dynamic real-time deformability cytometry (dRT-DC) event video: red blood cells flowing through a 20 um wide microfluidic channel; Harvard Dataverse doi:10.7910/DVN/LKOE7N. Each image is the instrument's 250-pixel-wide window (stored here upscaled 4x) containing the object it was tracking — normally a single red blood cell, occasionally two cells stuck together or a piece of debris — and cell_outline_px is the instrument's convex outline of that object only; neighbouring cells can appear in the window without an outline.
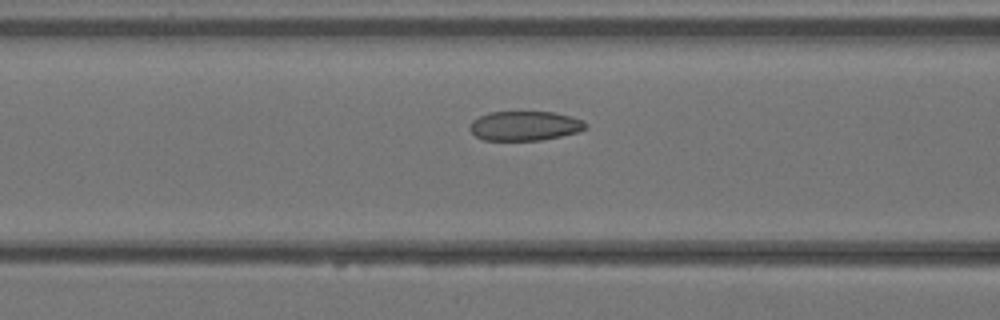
{"species": "Egyptian fruit bat (a non-hibernating species)", "species_latin": "Rousettus aegyptiacus", "temperature_condition": "warm", "stored_images_in_passage": 5, "camera_frame_rate_fps": 3000, "um_per_image_px": 0.085, "animal": {"sex": "female"}, "frame": {"image": 1, "passage_image": 5, "time_ms": 1.333, "image_size_px": [1000, 320], "cell_outline_px": [[588, 124], [580, 132], [540, 140], [484, 140], [476, 136], [468, 128], [472, 120], [488, 112], [556, 112], [580, 120]], "centroid_in_image_um": [44.57, 10.7], "position_along_channel_um": 122.0, "area_um2": 19.77}}